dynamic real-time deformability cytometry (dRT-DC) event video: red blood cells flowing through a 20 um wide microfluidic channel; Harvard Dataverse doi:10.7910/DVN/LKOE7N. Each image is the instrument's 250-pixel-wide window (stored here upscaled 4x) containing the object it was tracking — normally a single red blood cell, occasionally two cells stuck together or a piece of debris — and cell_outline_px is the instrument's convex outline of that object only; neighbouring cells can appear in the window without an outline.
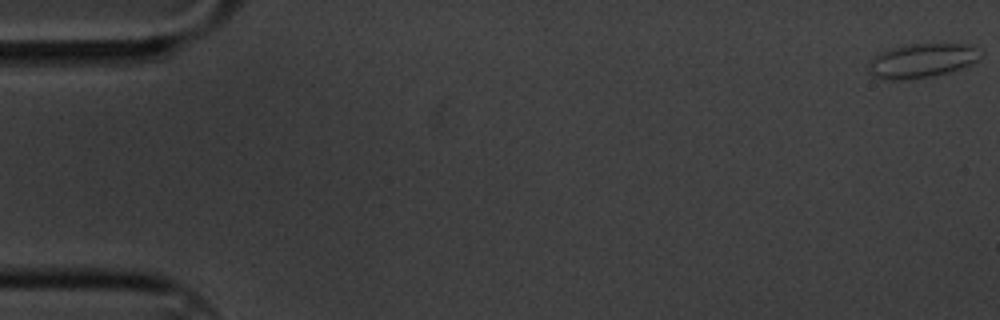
{"species": "common noctule bat (a hibernating species)", "species_latin": "Nyctalus noctula", "temperature_condition": "cold", "stored_images_in_passage": 55, "camera_frame_rate_fps": 3000, "um_per_image_px": 0.085, "animal": {"sex": "male", "body_mass_g": 20.1, "forearm_length_mm": 53.5}, "frame": {"image": 1, "passage_image": 1, "time_ms": 0.0, "image_size_px": [1000, 320], "cell_outline_px": [[980, 56], [972, 64], [948, 72], [932, 76], [908, 80], [880, 80], [872, 76], [868, 72], [868, 60], [880, 52], [888, 48], [908, 44], [972, 44], [980, 48]], "centroid_in_image_um": [78.29, 5.16], "position_along_channel_um": 6.7, "area_um2": 22.77}}
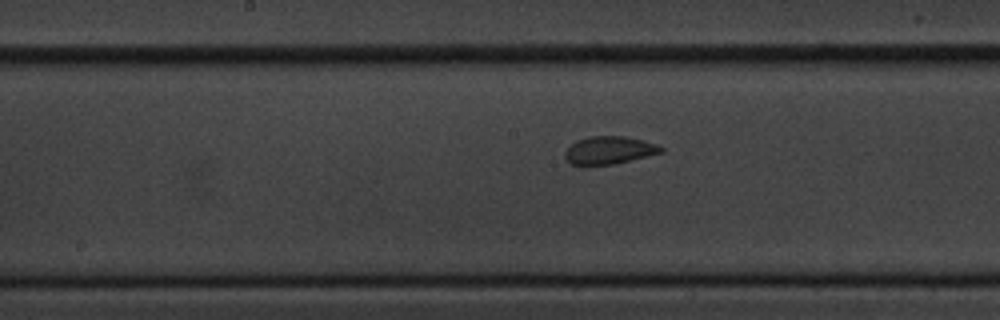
{"frame": {"image": 2, "passage_image": 31, "time_ms": 10.0, "image_size_px": [1000, 320], "cell_outline_px": [[664, 152], [612, 164], [584, 168], [580, 168], [572, 164], [564, 156], [564, 152], [576, 140], [588, 136], [624, 136], [656, 144], [664, 148]], "centroid_in_image_um": [51.71, 12.8], "position_along_channel_um": 196.5, "area_um2": 15.84}}
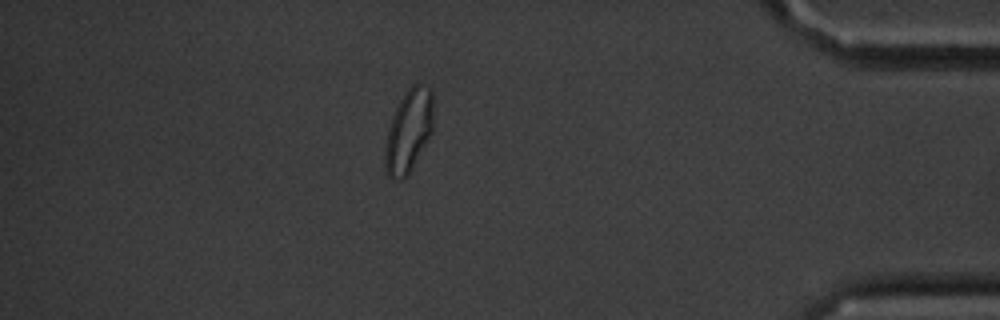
{"frame": {"image": 3, "passage_image": 53, "time_ms": 17.333, "image_size_px": [1000, 320], "cell_outline_px": [[432, 132], [428, 140], [408, 176], [400, 180], [392, 180], [384, 172], [384, 148], [388, 128], [392, 116], [400, 100], [408, 88], [412, 84], [416, 84], [432, 88]], "centroid_in_image_um": [34.7, 11.19], "position_along_channel_um": 400.5, "area_um2": 23.58}}